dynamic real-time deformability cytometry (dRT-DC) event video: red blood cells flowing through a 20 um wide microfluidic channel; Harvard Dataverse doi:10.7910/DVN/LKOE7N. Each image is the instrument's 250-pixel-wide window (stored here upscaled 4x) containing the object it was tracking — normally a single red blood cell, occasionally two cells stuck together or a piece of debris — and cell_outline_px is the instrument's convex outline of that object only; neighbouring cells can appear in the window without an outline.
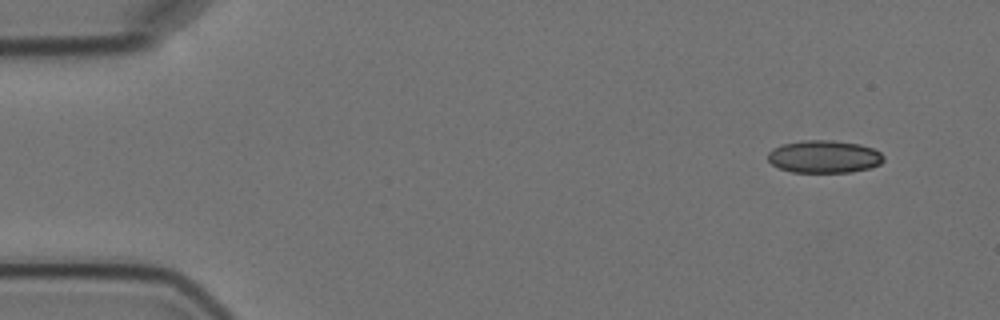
{"species": "Egyptian fruit bat (a non-hibernating species)", "species_latin": "Rousettus aegyptiacus", "temperature_condition": "cold", "stored_images_in_passage": 5, "camera_frame_rate_fps": 3000, "um_per_image_px": 0.085, "animal": {"sex": "female"}, "frame": {"image": 1, "passage_image": 1, "time_ms": 0.0, "image_size_px": [1000, 320], "cell_outline_px": [[884, 160], [880, 164], [868, 168], [852, 172], [792, 172], [780, 168], [772, 164], [768, 160], [768, 152], [772, 148], [784, 144], [804, 140], [832, 140], [860, 144], [872, 148], [880, 152], [884, 156]], "centroid_in_image_um": [70.05, 13.31], "position_along_channel_um": 14.9, "area_um2": 21.96}}
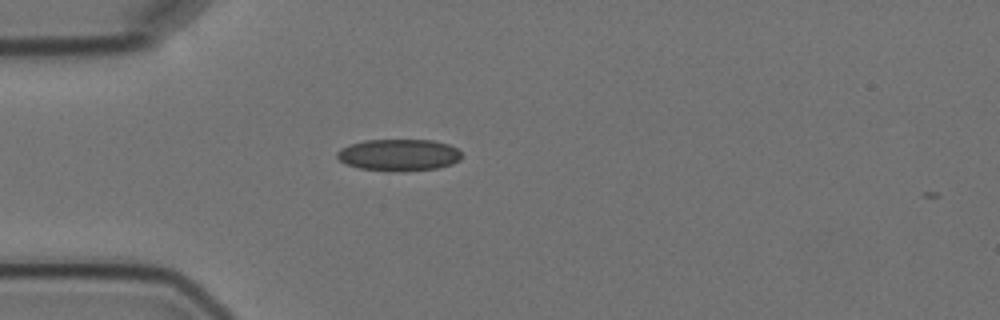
{"frame": {"image": 2, "passage_image": 4, "time_ms": 3.667, "image_size_px": [1000, 320], "cell_outline_px": [[460, 160], [452, 164], [436, 168], [360, 168], [348, 164], [340, 160], [336, 156], [336, 152], [340, 148], [364, 140], [432, 140], [448, 144], [456, 148], [460, 152]], "centroid_in_image_um": [33.9, 13.11], "position_along_channel_um": 51.1, "area_um2": 21.85}}